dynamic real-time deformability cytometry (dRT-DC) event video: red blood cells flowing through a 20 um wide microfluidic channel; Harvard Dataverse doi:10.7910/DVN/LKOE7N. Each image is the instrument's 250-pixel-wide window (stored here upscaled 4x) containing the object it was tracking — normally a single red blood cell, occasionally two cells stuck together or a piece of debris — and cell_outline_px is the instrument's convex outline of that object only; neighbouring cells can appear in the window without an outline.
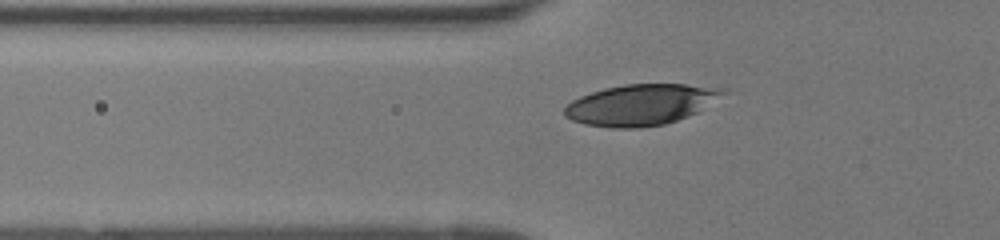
{"species": "human", "species_latin": "Homo sapiens", "temperature_condition": "room temperature", "stored_images_in_passage": 42, "camera_frame_rate_fps": 3000, "um_per_image_px": 0.085, "donor": {"sex": "female"}, "frame": {"image": 1, "passage_image": 10, "time_ms": 3.0, "image_size_px": [1000, 240], "cell_outline_px": [[728, 92], [696, 112], [688, 116], [664, 124], [640, 128], [608, 128], [584, 124], [572, 120], [564, 116], [564, 108], [572, 100], [580, 96], [604, 88], [624, 84], [684, 84], [728, 88]], "centroid_in_image_um": [54.46, 8.89], "position_along_channel_um": 71.3, "area_um2": 37.86}}
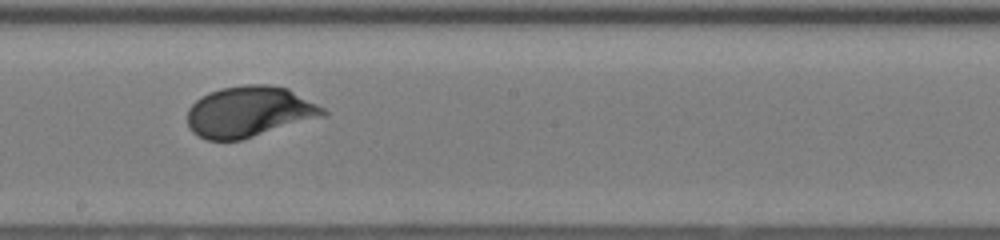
{"frame": {"image": 2, "passage_image": 22, "time_ms": 7.0, "image_size_px": [1000, 240], "cell_outline_px": [[328, 112], [324, 116], [240, 140], [208, 140], [192, 132], [188, 128], [188, 108], [196, 100], [208, 92], [220, 88], [244, 84], [268, 84], [288, 88], [324, 108]], "centroid_in_image_um": [21.17, 9.48], "position_along_channel_um": 227.0, "area_um2": 40.11}}
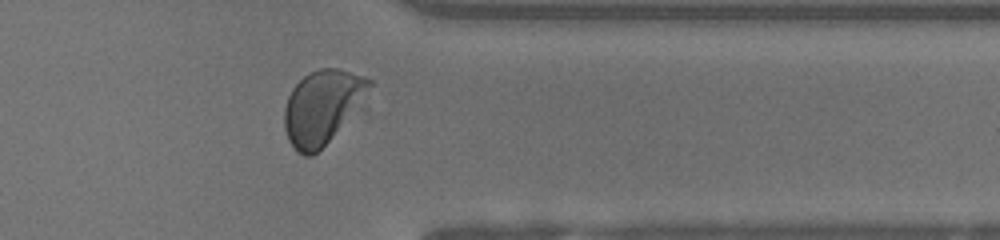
{"frame": {"image": 3, "passage_image": 34, "time_ms": 11.0, "image_size_px": [1000, 240], "cell_outline_px": [[372, 84], [368, 108], [364, 112], [312, 156], [304, 156], [296, 152], [288, 140], [284, 128], [284, 108], [288, 96], [292, 88], [308, 72], [320, 68], [336, 68], [364, 76], [372, 80]], "centroid_in_image_um": [27.53, 9.13], "position_along_channel_um": 383.9, "area_um2": 38.67}}